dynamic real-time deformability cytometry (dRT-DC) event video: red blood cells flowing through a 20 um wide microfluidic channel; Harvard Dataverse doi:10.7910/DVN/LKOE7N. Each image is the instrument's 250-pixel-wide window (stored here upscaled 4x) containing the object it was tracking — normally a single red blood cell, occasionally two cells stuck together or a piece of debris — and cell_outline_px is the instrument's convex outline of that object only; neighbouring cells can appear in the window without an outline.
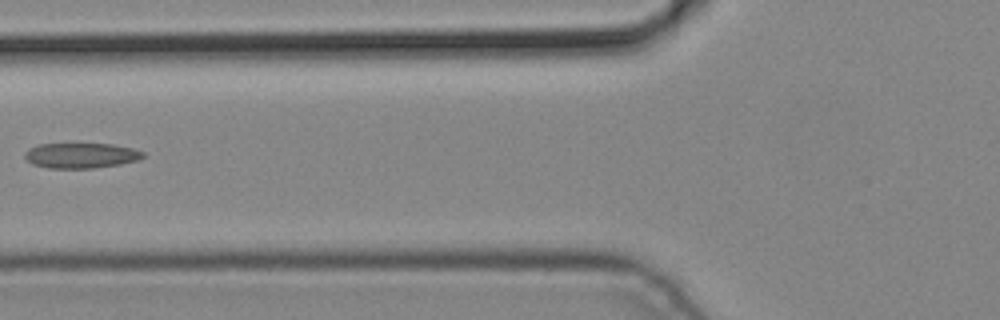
{"species": "common noctule bat (a hibernating species)", "species_latin": "Nyctalus noctula", "temperature_condition": "cold", "stored_images_in_passage": 7, "camera_frame_rate_fps": 3000, "um_per_image_px": 0.085, "animal": {"sex": "male", "body_mass_g": 19.2, "forearm_length_mm": 51.8}, "frame": {"image": 1, "passage_image": 7, "time_ms": 2.0, "image_size_px": [1000, 320], "cell_outline_px": [[144, 156], [136, 160], [120, 164], [92, 168], [48, 168], [32, 164], [24, 156], [24, 152], [28, 148], [40, 144], [112, 144], [132, 148], [144, 152]], "centroid_in_image_um": [6.85, 13.21], "position_along_channel_um": 118.9, "area_um2": 17.28}}